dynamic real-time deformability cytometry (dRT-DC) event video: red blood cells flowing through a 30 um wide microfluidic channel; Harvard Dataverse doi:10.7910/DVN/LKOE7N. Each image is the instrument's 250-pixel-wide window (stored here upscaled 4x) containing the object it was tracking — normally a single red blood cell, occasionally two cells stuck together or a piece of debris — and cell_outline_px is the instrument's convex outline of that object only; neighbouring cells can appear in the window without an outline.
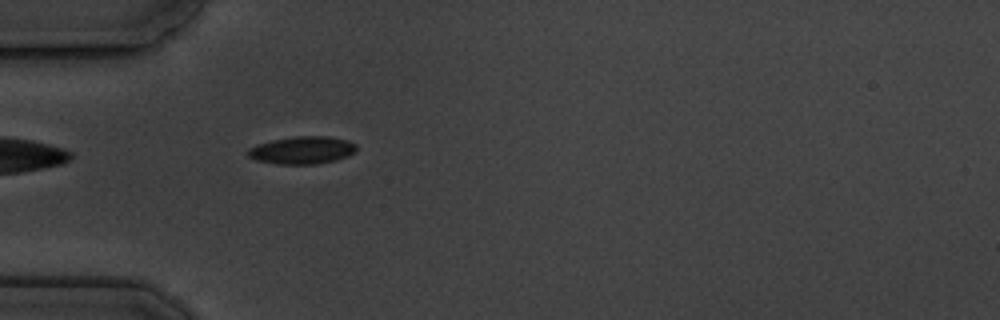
{"species": "common noctule bat (a hibernating species)", "species_latin": "Nyctalus noctula", "temperature_condition": "cold", "stored_images_in_passage": 1, "camera_frame_rate_fps": 3000, "um_per_image_px": 0.085, "animal": {"sex": "male", "body_mass_g": 19.5, "forearm_length_mm": 54.6}, "frame": {"image": 1, "passage_image": 1, "time_ms": 0.0, "image_size_px": [1000, 320], "cell_outline_px": [[356, 152], [348, 156], [336, 160], [316, 164], [276, 164], [256, 160], [248, 156], [248, 148], [256, 144], [272, 140], [296, 136], [328, 136], [348, 140], [356, 144]], "centroid_in_image_um": [25.7, 12.76], "position_along_channel_um": 59.3, "area_um2": 17.57}}